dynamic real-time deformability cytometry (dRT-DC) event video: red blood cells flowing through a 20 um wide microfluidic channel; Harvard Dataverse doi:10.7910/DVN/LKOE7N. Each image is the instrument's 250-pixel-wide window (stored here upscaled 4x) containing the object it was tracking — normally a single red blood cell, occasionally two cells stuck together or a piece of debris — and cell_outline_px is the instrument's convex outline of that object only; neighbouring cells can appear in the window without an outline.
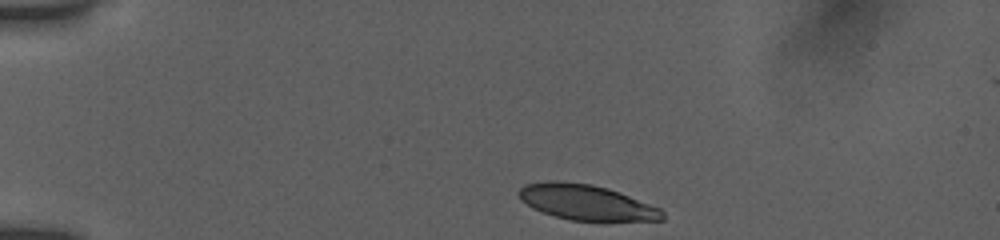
{"species": "human", "species_latin": "Homo sapiens", "temperature_condition": "room temperature", "stored_images_in_passage": 6, "camera_frame_rate_fps": 3000, "um_per_image_px": 0.085, "donor": {"sex": "female"}, "frame": {"image": 1, "passage_image": 1, "time_ms": 0.0, "image_size_px": [1000, 240], "cell_outline_px": [[664, 220], [572, 220], [540, 212], [532, 208], [520, 200], [516, 192], [524, 184], [548, 180], [560, 180], [592, 184], [608, 188], [620, 192], [660, 208], [664, 212]], "centroid_in_image_um": [49.77, 17.17], "position_along_channel_um": 35.2, "area_um2": 29.71}}
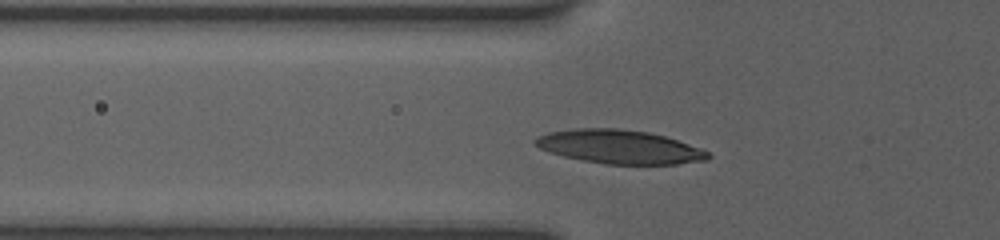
{"frame": {"image": 2, "passage_image": 5, "time_ms": 2.667, "image_size_px": [1000, 240], "cell_outline_px": [[712, 156], [708, 160], [676, 164], [604, 164], [564, 156], [540, 148], [532, 144], [532, 140], [536, 136], [548, 132], [572, 128], [616, 128], [648, 132], [664, 136], [700, 148], [708, 152]], "centroid_in_image_um": [52.62, 12.47], "position_along_channel_um": 73.2, "area_um2": 33.93}}